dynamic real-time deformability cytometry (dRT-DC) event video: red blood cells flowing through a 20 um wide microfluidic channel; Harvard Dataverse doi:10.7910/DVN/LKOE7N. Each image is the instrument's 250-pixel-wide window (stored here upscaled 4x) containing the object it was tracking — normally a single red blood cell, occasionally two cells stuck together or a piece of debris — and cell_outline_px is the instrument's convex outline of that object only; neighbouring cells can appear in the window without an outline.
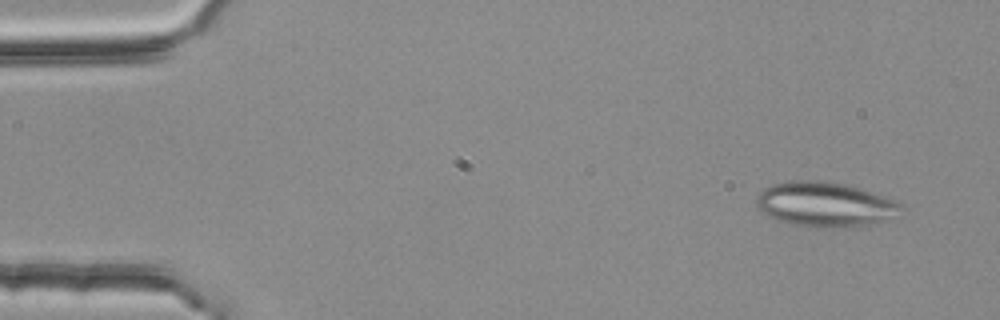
{"species": "common noctule bat (a hibernating species)", "species_latin": "Nyctalus noctula", "temperature_condition": "room temperature", "stored_images_in_passage": 3, "camera_frame_rate_fps": 3000, "um_per_image_px": 0.085, "animal": {"sex": "female", "body_mass_g": 25.1}, "frame": {"image": 1, "passage_image": 1, "time_ms": 0.0, "image_size_px": [1000, 320], "cell_outline_px": [[904, 204], [900, 208], [876, 224], [840, 228], [816, 228], [792, 224], [776, 220], [760, 212], [756, 204], [756, 196], [764, 188], [772, 184], [792, 180], [812, 180], [844, 184], [860, 188], [896, 200]], "centroid_in_image_um": [70.05, 17.38], "position_along_channel_um": 15.0, "area_um2": 37.69}}